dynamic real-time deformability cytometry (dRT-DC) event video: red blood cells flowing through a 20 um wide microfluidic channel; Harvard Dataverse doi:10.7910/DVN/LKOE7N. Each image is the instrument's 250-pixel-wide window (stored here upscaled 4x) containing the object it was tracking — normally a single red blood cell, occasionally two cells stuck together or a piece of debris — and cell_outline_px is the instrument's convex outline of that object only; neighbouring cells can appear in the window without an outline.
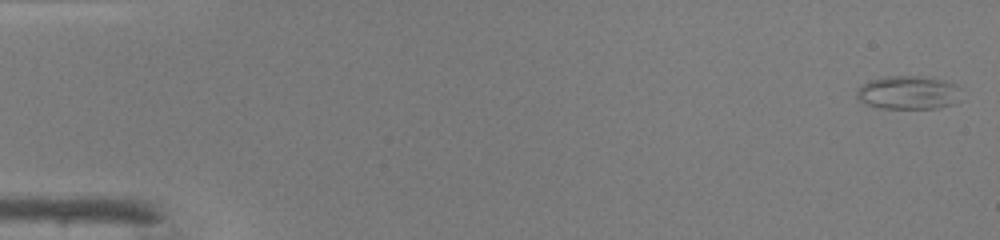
{"species": "common noctule bat (a hibernating species)", "species_latin": "Nyctalus noctula", "temperature_condition": "warm", "stored_images_in_passage": 47, "camera_frame_rate_fps": 3000, "um_per_image_px": 0.085, "animal": {"sex": "male", "body_mass_g": 19.0, "forearm_length_mm": 50.8}, "frame": {"image": 1, "passage_image": 1, "time_ms": 0.0, "image_size_px": [1000, 240], "cell_outline_px": [[960, 100], [956, 104], [940, 108], [880, 108], [864, 104], [856, 96], [856, 92], [864, 84], [872, 80], [884, 76], [932, 76], [956, 84]], "centroid_in_image_um": [77.24, 7.87], "position_along_channel_um": 7.8, "area_um2": 20.58}}
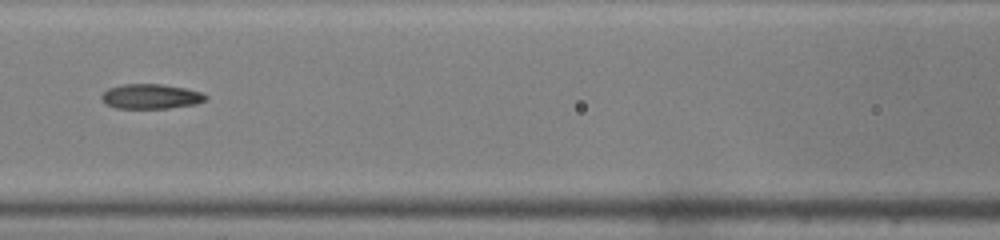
{"frame": {"image": 2, "passage_image": 22, "time_ms": 7.0, "image_size_px": [1000, 240], "cell_outline_px": [[208, 96], [204, 100], [196, 104], [168, 108], [116, 108], [104, 104], [100, 96], [108, 88], [124, 84], [160, 84], [184, 88], [200, 92]], "centroid_in_image_um": [12.78, 8.2], "position_along_channel_um": 153.8, "area_um2": 14.97}}
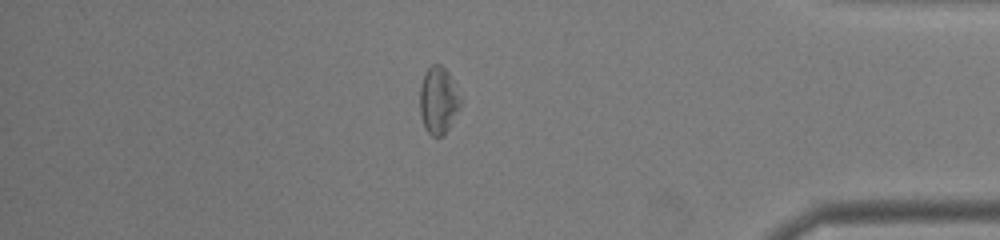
{"frame": {"image": 3, "passage_image": 41, "time_ms": 13.333, "image_size_px": [1000, 240], "cell_outline_px": [[460, 108], [448, 128], [440, 136], [432, 136], [424, 128], [420, 116], [420, 88], [424, 76], [428, 68], [432, 64], [440, 64], [448, 72], [460, 100]], "centroid_in_image_um": [37.23, 8.54], "position_along_channel_um": 398.0, "area_um2": 15.43}, "authors_computed_cell_mechanics": {"area_um2": 16.0684, "velocity_mm_per_s": 4.3088, "shape_relaxation_time_tau1_ms": null, "shape_relaxation_time_tau2_ms": 4.3721, "deformation_change_tau1": null, "deformation_change_tau2": 0.1393}}